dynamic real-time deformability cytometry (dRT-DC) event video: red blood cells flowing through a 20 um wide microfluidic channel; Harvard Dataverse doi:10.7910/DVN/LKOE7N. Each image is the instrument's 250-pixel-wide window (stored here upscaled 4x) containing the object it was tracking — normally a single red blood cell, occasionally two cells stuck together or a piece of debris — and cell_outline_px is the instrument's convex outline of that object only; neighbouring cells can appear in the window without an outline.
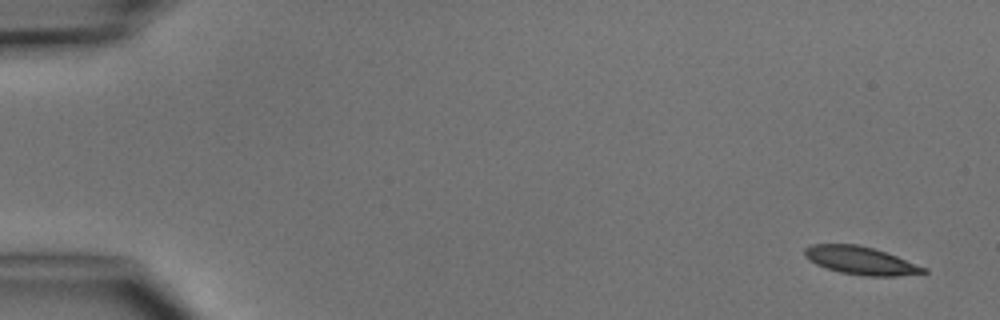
{"species": "common noctule bat (a hibernating species)", "species_latin": "Nyctalus noctula", "temperature_condition": "cold", "stored_images_in_passage": 5, "camera_frame_rate_fps": 3000, "um_per_image_px": 0.085, "animal": {"sex": "male", "body_mass_g": 15.6}, "frame": {"image": 1, "passage_image": 1, "time_ms": 0.0, "image_size_px": [1000, 320], "cell_outline_px": [[928, 272], [896, 276], [864, 276], [840, 272], [816, 264], [808, 260], [804, 256], [804, 248], [812, 244], [860, 244], [896, 256], [928, 268]], "centroid_in_image_um": [73.14, 22.14], "position_along_channel_um": 11.9, "area_um2": 19.31}}
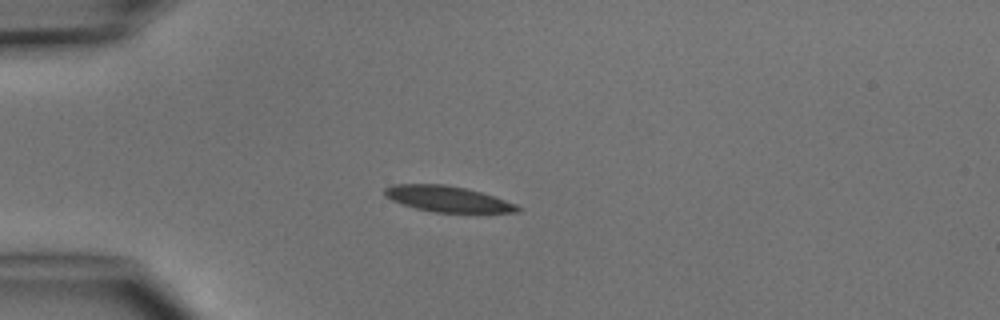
{"frame": {"image": 2, "passage_image": 4, "time_ms": 3.667, "image_size_px": [1000, 320], "cell_outline_px": [[524, 208], [520, 212], [436, 212], [416, 208], [392, 200], [384, 196], [384, 188], [392, 184], [444, 184], [464, 188], [480, 192], [516, 204]], "centroid_in_image_um": [38.03, 16.9], "position_along_channel_um": 47.0, "area_um2": 19.77}}